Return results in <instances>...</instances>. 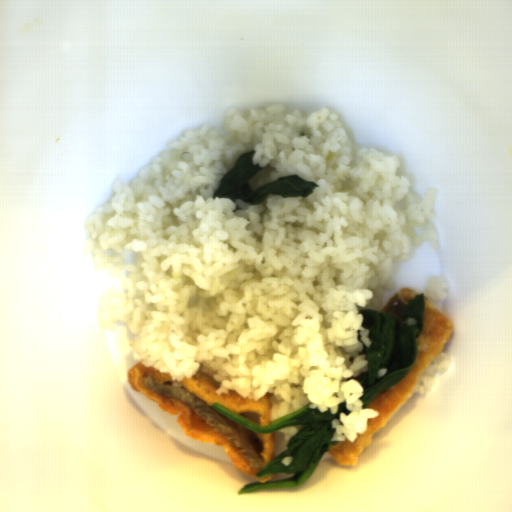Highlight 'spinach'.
Listing matches in <instances>:
<instances>
[{
	"label": "spinach",
	"mask_w": 512,
	"mask_h": 512,
	"mask_svg": "<svg viewBox=\"0 0 512 512\" xmlns=\"http://www.w3.org/2000/svg\"><path fill=\"white\" fill-rule=\"evenodd\" d=\"M426 292L415 295L407 304V309L399 313L401 321L391 313L378 312L375 309H360L364 319L361 327L369 330L371 345L363 343L367 361V372L358 378L363 386L362 409L367 407L381 394L400 382L414 367L418 358V338L424 328ZM414 316L418 325L407 326L406 319ZM387 367L388 374L378 380L376 371Z\"/></svg>",
	"instance_id": "spinach-2"
},
{
	"label": "spinach",
	"mask_w": 512,
	"mask_h": 512,
	"mask_svg": "<svg viewBox=\"0 0 512 512\" xmlns=\"http://www.w3.org/2000/svg\"><path fill=\"white\" fill-rule=\"evenodd\" d=\"M257 150H246L235 160L234 166L228 169L219 180V186L213 199H230L233 203L241 199L249 205L263 203L269 195L280 196L282 199L312 195L316 188L321 187L314 181L305 180L299 175L282 176L273 182L264 183L251 189L250 180L263 168L252 164V157Z\"/></svg>",
	"instance_id": "spinach-3"
},
{
	"label": "spinach",
	"mask_w": 512,
	"mask_h": 512,
	"mask_svg": "<svg viewBox=\"0 0 512 512\" xmlns=\"http://www.w3.org/2000/svg\"><path fill=\"white\" fill-rule=\"evenodd\" d=\"M311 401L299 409L270 421L269 424L259 426L248 418L238 415L222 405L214 402L212 409L258 433L266 434L277 432L296 425H302L287 442V450L277 454L264 468L255 473V476L264 477L275 474L293 475L291 478L269 480L266 483L246 484L238 494H247L258 490L299 488L308 481L325 453L330 451L340 441H332L336 428L331 427L333 419H338L340 413L349 415L352 411L346 407V401L338 404L337 413L321 412L319 408H310Z\"/></svg>",
	"instance_id": "spinach-1"
}]
</instances>
